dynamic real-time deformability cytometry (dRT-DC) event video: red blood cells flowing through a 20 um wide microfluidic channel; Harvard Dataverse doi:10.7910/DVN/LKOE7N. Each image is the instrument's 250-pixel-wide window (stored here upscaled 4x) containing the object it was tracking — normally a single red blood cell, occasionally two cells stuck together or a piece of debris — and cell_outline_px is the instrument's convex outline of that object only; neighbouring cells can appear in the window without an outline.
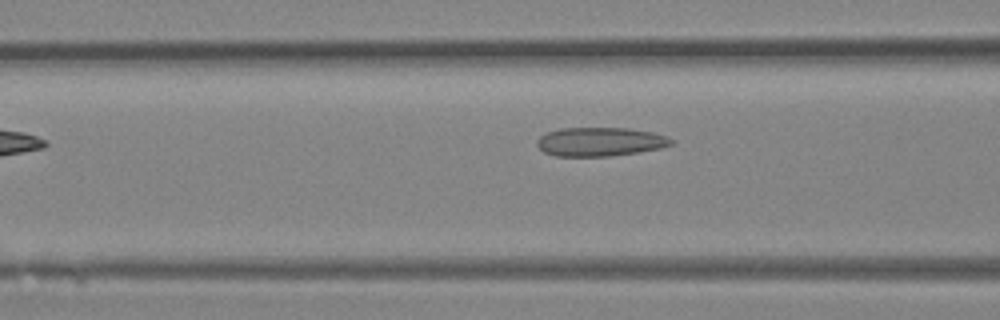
{"species": "Egyptian fruit bat (a non-hibernating species)", "species_latin": "Rousettus aegyptiacus", "temperature_condition": "room temperature", "stored_images_in_passage": 5, "segment_of_instrument_passage": [1, 2], "camera_frame_rate_fps": 3000, "um_per_image_px": 0.085, "animal": {"sex": "female"}, "frame": {"image": 1, "passage_image": 4, "time_ms": 4.333, "image_size_px": [1000, 320], "cell_outline_px": [[672, 144], [660, 148], [636, 152], [608, 156], [556, 156], [544, 152], [536, 144], [536, 140], [540, 136], [548, 132], [560, 128], [628, 128], [652, 132], [668, 136], [672, 140]], "centroid_in_image_um": [50.98, 12.04], "position_along_channel_um": 115.6, "area_um2": 22.43}}